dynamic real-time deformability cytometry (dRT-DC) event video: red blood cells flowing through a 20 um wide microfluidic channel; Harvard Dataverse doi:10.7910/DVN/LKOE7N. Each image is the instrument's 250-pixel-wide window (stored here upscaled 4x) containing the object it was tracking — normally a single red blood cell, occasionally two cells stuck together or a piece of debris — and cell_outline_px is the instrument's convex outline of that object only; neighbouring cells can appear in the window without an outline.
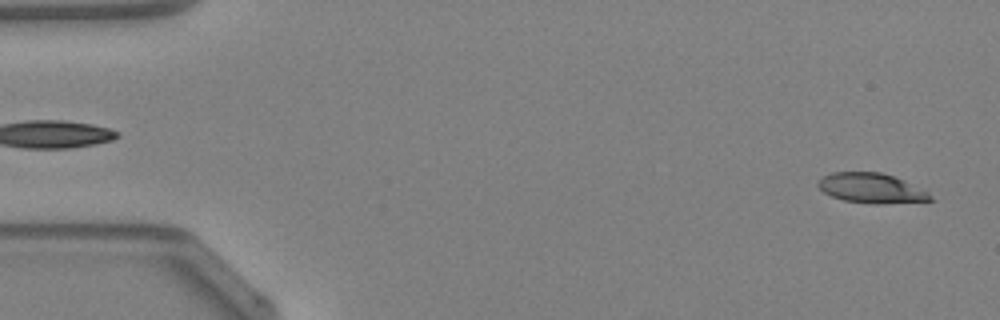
{"species": "Egyptian fruit bat (a non-hibernating species)", "species_latin": "Rousettus aegyptiacus", "temperature_condition": "warm", "stored_images_in_passage": 47, "camera_frame_rate_fps": 3000, "um_per_image_px": 0.085, "animal": {"sex": "female"}, "frame": {"image": 1, "passage_image": 1, "time_ms": 0.0, "image_size_px": [1000, 320], "cell_outline_px": [[936, 200], [876, 204], [844, 200], [832, 196], [824, 192], [816, 184], [824, 176], [832, 172], [880, 172], [904, 180], [928, 192]], "centroid_in_image_um": [74.08, 15.99], "position_along_channel_um": 10.9, "area_um2": 19.31}}
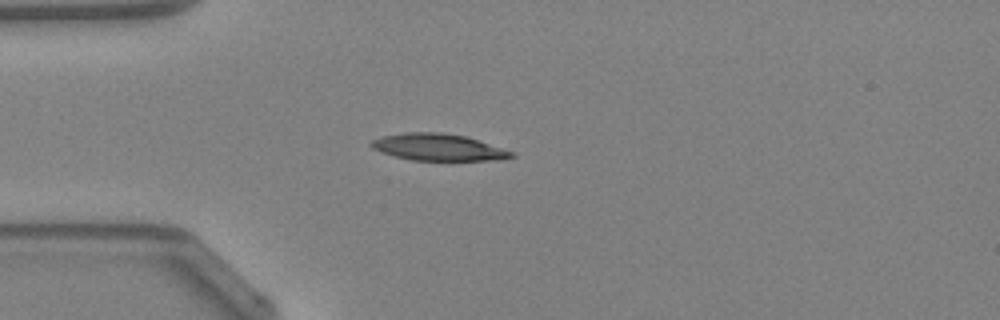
{"frame": {"image": 2, "passage_image": 12, "time_ms": 3.667, "image_size_px": [1000, 320], "cell_outline_px": [[516, 156], [504, 160], [412, 160], [380, 152], [372, 148], [368, 144], [372, 140], [380, 136], [404, 132], [444, 132], [464, 136], [516, 152]], "centroid_in_image_um": [37.26, 12.51], "position_along_channel_um": 47.7, "area_um2": 22.08}}
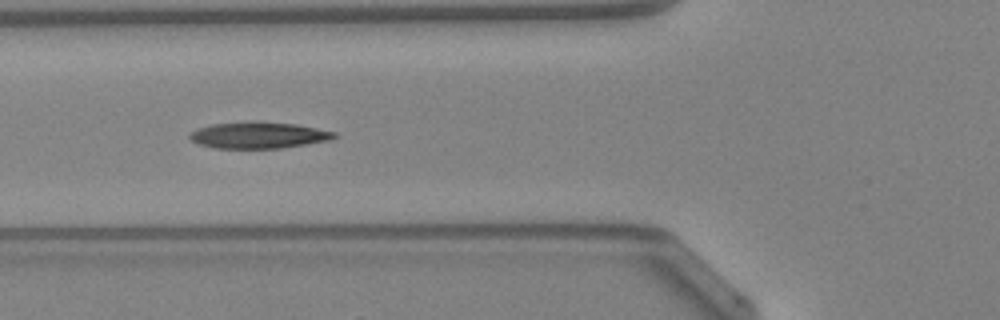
{"frame": {"image": 3, "passage_image": 17, "time_ms": 5.333, "image_size_px": [1000, 320], "cell_outline_px": [[336, 136], [328, 140], [280, 148], [216, 148], [200, 144], [188, 140], [188, 132], [196, 128], [212, 124], [296, 124], [336, 132]], "centroid_in_image_um": [21.9, 11.53], "position_along_channel_um": 103.9, "area_um2": 21.21}, "authors_computed_cell_mechanics": {"area_um2": 21.6172, "velocity_mm_per_s": 4.2889, "shape_relaxation_time_tau1_ms": 8.4308, "shape_relaxation_time_tau2_ms": 2.4267, "deformation_change_tau1": 0.2662, "deformation_change_tau2": 0.1028}}